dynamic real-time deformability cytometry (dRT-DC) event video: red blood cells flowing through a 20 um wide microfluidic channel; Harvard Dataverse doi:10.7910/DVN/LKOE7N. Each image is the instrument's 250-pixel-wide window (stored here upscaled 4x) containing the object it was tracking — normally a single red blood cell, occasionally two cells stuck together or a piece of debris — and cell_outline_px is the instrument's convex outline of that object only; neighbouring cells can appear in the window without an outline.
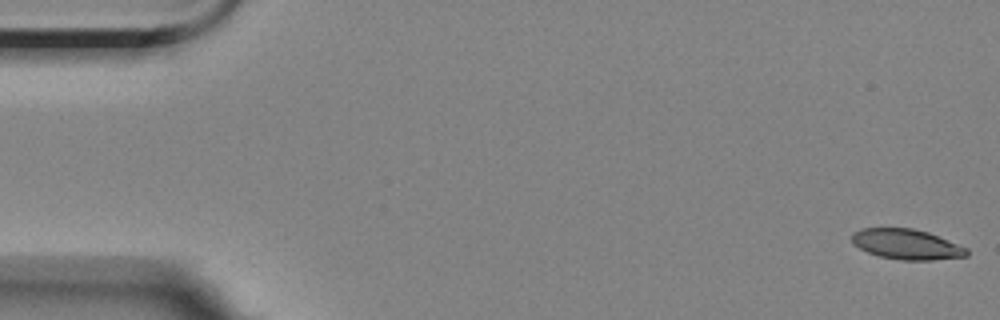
{"species": "Egyptian fruit bat (a non-hibernating species)", "species_latin": "Rousettus aegyptiacus", "temperature_condition": "room temperature", "stored_images_in_passage": 5, "camera_frame_rate_fps": 3000, "um_per_image_px": 0.085, "animal": {"sex": "female"}, "frame": {"image": 1, "passage_image": 1, "time_ms": 0.0, "image_size_px": [1000, 320], "cell_outline_px": [[968, 256], [932, 260], [900, 260], [880, 256], [868, 252], [852, 244], [852, 232], [860, 228], [912, 228], [928, 232], [968, 248]], "centroid_in_image_um": [77.05, 20.76], "position_along_channel_um": 7.9, "area_um2": 20.29}}